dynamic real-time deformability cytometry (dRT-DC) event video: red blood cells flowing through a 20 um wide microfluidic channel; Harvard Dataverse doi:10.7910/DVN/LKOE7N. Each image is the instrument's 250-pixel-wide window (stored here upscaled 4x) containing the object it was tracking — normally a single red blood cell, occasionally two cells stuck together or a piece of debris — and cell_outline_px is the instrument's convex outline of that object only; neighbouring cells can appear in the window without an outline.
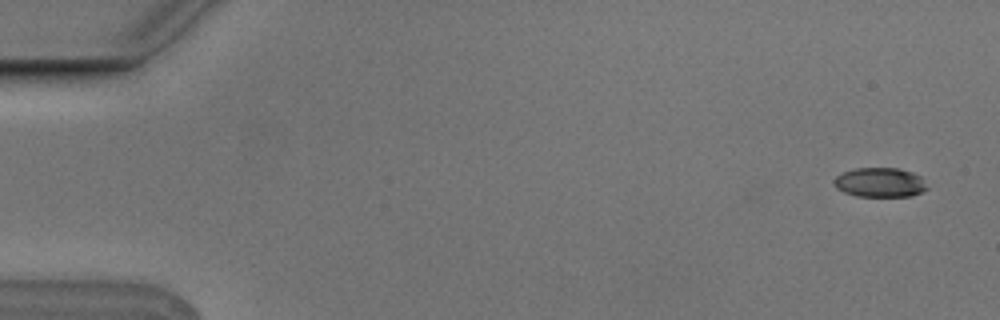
{"species": "Egyptian fruit bat (a non-hibernating species)", "species_latin": "Rousettus aegyptiacus", "temperature_condition": "cold", "stored_images_in_passage": 6, "segment_of_instrument_passage": [1, 2], "camera_frame_rate_fps": 3000, "um_per_image_px": 0.085, "animal": {"sex": "male"}, "frame": {"image": 1, "passage_image": 1, "time_ms": 0.0, "image_size_px": [1000, 320], "cell_outline_px": [[928, 188], [912, 196], [856, 196], [844, 192], [836, 188], [832, 180], [836, 176], [844, 172], [856, 168], [900, 168], [912, 172], [920, 176]], "centroid_in_image_um": [74.77, 15.5], "position_along_channel_um": 10.2, "area_um2": 15.95}}
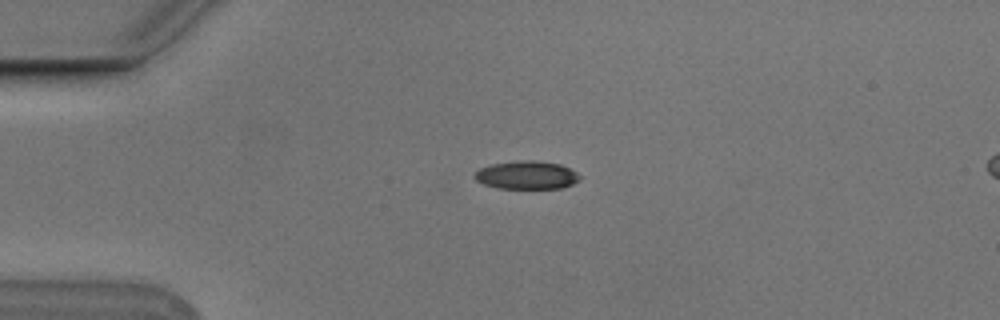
{"frame": {"image": 2, "passage_image": 4, "time_ms": 1.0, "image_size_px": [1000, 320], "cell_outline_px": [[580, 180], [572, 184], [560, 188], [496, 188], [484, 184], [476, 180], [472, 176], [480, 168], [492, 164], [520, 160], [536, 160], [560, 164], [576, 172], [580, 176]], "centroid_in_image_um": [44.75, 14.88], "position_along_channel_um": 40.2, "area_um2": 17.22}}